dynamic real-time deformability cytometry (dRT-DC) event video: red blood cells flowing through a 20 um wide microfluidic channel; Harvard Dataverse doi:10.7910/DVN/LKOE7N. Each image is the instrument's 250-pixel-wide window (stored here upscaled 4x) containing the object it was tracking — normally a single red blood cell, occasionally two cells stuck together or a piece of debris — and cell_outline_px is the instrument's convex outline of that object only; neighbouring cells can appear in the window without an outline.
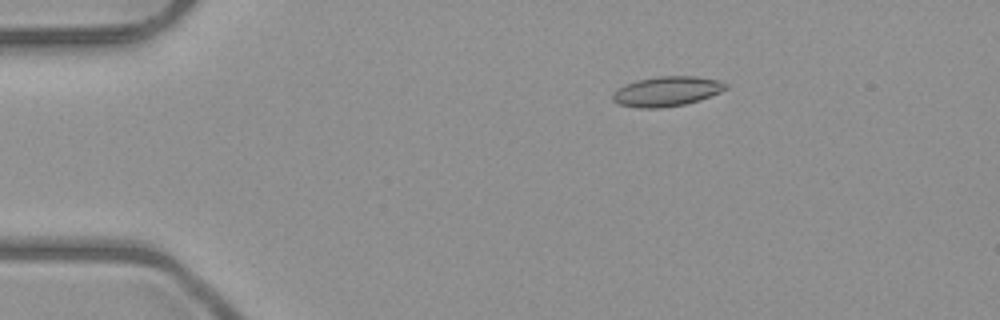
{"species": "common noctule bat (a hibernating species)", "species_latin": "Nyctalus noctula", "temperature_condition": "room temperature", "stored_images_in_passage": 4, "camera_frame_rate_fps": 3000, "um_per_image_px": 0.085, "animal": {"sex": "male", "body_mass_g": 23.1, "forearm_length_mm": 52.7}, "frame": {"image": 1, "passage_image": 1, "time_ms": 0.0, "image_size_px": [1000, 320], "cell_outline_px": [[728, 88], [720, 92], [700, 100], [684, 104], [660, 108], [636, 108], [620, 104], [612, 100], [612, 92], [628, 84], [640, 80], [660, 76], [696, 76], [720, 80], [728, 84]], "centroid_in_image_um": [56.72, 7.77], "position_along_channel_um": 28.3, "area_um2": 19.54}}
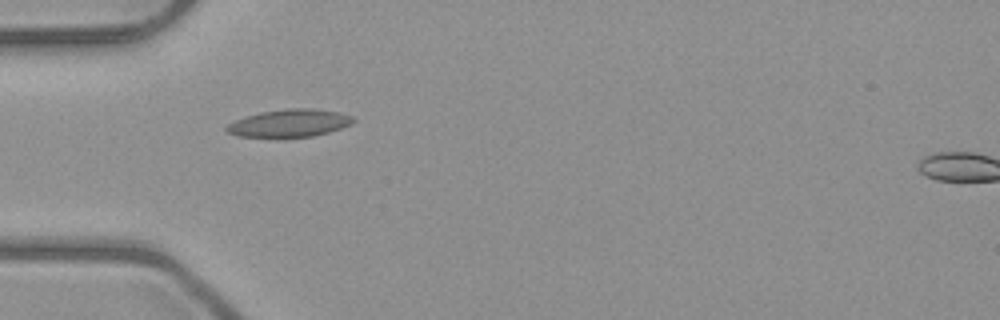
{"frame": {"image": 2, "passage_image": 3, "time_ms": 2.333, "image_size_px": [1000, 320], "cell_outline_px": [[356, 120], [352, 124], [328, 132], [312, 136], [284, 140], [276, 140], [236, 136], [228, 132], [224, 128], [228, 124], [236, 120], [260, 112], [288, 108], [316, 108], [340, 112], [352, 116]], "centroid_in_image_um": [24.58, 10.51], "position_along_channel_um": 60.4, "area_um2": 21.33}}
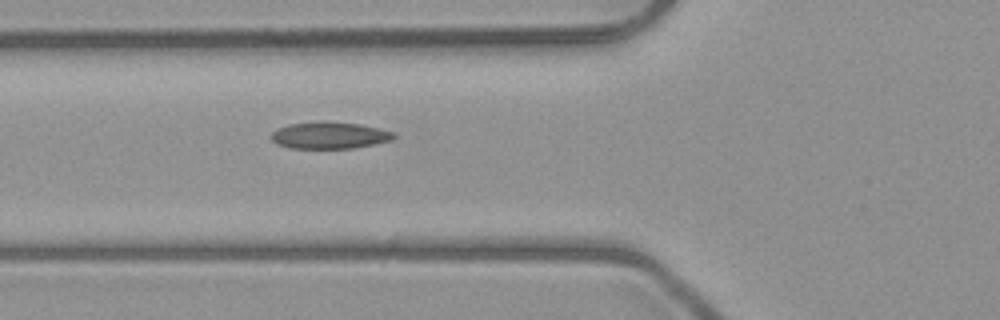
{"frame": {"image": 3, "passage_image": 4, "time_ms": 3.333, "image_size_px": [1000, 320], "cell_outline_px": [[396, 136], [392, 140], [352, 148], [288, 148], [276, 144], [272, 140], [272, 132], [276, 128], [288, 124], [360, 124], [380, 128], [396, 132]], "centroid_in_image_um": [28.03, 11.54], "position_along_channel_um": 97.8, "area_um2": 18.38}}